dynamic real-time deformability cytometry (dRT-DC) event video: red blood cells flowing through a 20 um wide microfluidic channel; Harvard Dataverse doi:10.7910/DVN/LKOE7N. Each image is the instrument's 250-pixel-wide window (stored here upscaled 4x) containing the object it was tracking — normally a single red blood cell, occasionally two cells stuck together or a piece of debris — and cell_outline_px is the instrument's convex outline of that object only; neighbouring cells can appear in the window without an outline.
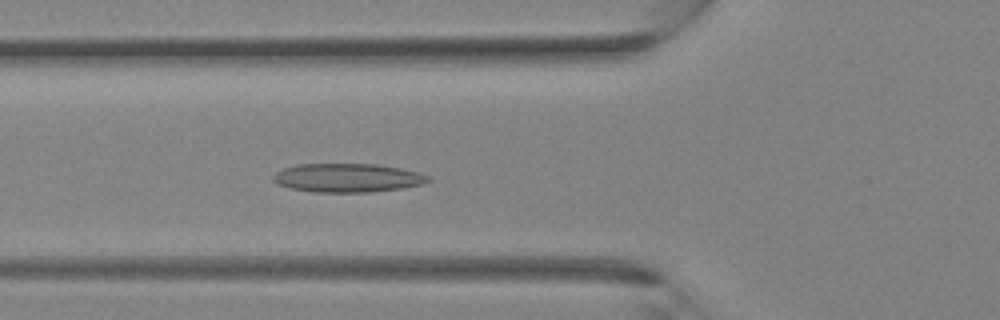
{"species": "Egyptian fruit bat (a non-hibernating species)", "species_latin": "Rousettus aegyptiacus", "temperature_condition": "room temperature", "stored_images_in_passage": 35, "camera_frame_rate_fps": 3000, "um_per_image_px": 0.085, "animal": {"sex": "female"}, "frame": {"image": 1, "passage_image": 13, "time_ms": 4.0, "image_size_px": [1000, 320], "cell_outline_px": [[432, 180], [420, 184], [400, 188], [368, 192], [312, 192], [292, 188], [276, 184], [272, 180], [272, 176], [276, 172], [284, 168], [296, 164], [376, 164], [400, 168], [420, 172], [432, 176]], "centroid_in_image_um": [29.53, 15.11], "position_along_channel_um": 96.3, "area_um2": 26.01}}
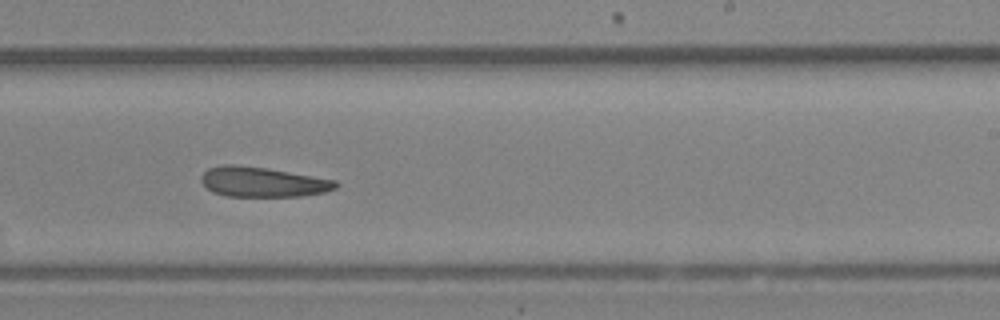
{"frame": {"image": 2, "passage_image": 22, "time_ms": 7.0, "image_size_px": [1000, 320], "cell_outline_px": [[340, 184], [336, 188], [324, 192], [304, 196], [228, 196], [212, 192], [200, 180], [200, 176], [208, 168], [224, 164], [232, 164], [264, 168], [336, 180]], "centroid_in_image_um": [22.32, 15.47], "position_along_channel_um": 266.7, "area_um2": 23.29}}
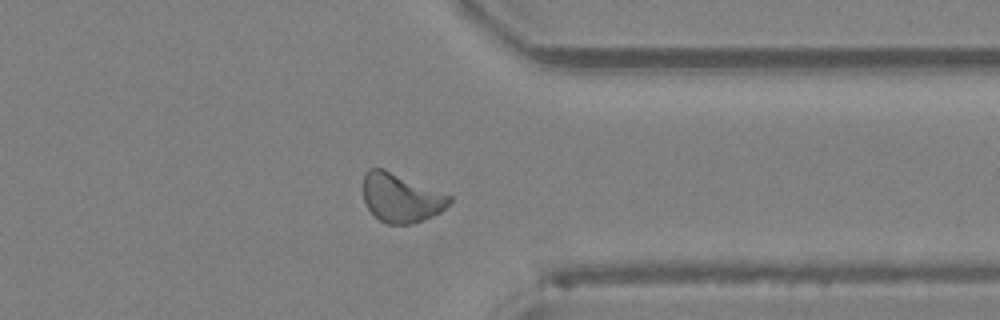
{"frame": {"image": 3, "passage_image": 28, "time_ms": 9.0, "image_size_px": [1000, 320], "cell_outline_px": [[452, 200], [440, 212], [432, 216], [408, 224], [388, 224], [380, 220], [368, 208], [364, 200], [364, 172], [368, 168], [384, 168], [452, 196]], "centroid_in_image_um": [34.07, 16.79], "position_along_channel_um": 377.3, "area_um2": 24.28}}